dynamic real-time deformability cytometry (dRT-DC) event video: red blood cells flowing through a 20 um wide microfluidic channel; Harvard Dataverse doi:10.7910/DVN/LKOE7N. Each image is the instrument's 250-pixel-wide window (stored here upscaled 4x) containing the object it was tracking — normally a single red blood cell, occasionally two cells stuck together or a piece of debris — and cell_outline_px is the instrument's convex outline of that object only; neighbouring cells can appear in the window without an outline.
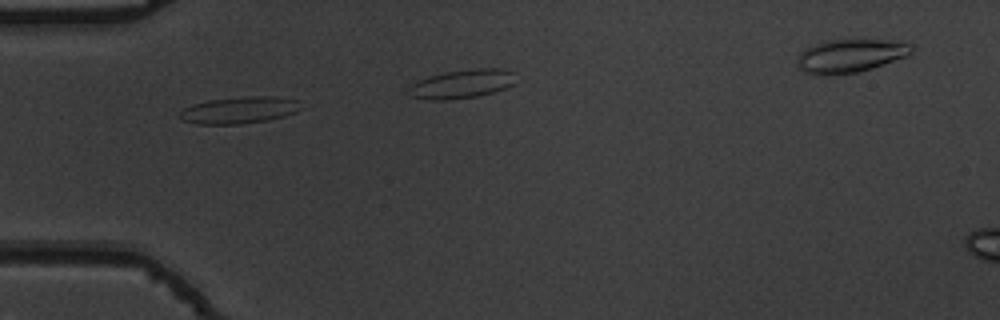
{"species": "common noctule bat (a hibernating species)", "species_latin": "Nyctalus noctula", "temperature_condition": "warm", "stored_images_in_passage": 17, "camera_frame_rate_fps": 3000, "um_per_image_px": 0.085, "animal": {"sex": "male", "body_mass_g": 19.5, "forearm_length_mm": 54.6}, "frame": {"image": 1, "passage_image": 11, "time_ms": 3.333, "image_size_px": [1000, 320], "cell_outline_px": [[300, 108], [296, 112], [284, 116], [268, 120], [240, 124], [196, 124], [184, 120], [180, 116], [180, 112], [184, 108], [192, 104], [208, 100], [248, 96], [276, 96], [296, 100]], "centroid_in_image_um": [20.33, 9.36], "position_along_channel_um": 64.7, "area_um2": 18.79}}
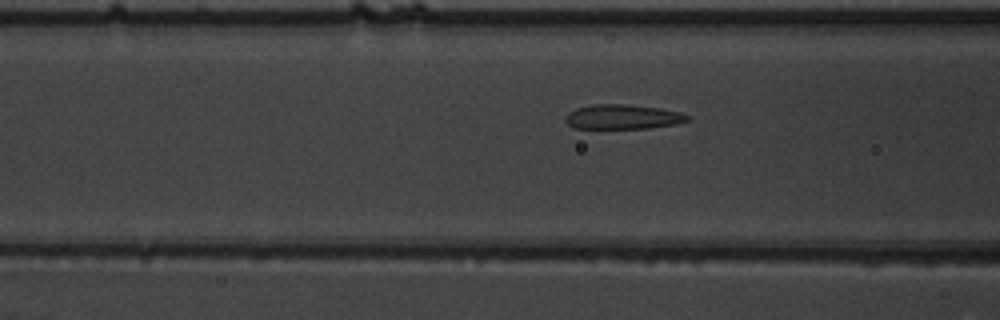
{"frame": {"image": 2, "passage_image": 15, "time_ms": 4.667, "image_size_px": [1000, 320], "cell_outline_px": [[692, 120], [676, 124], [648, 128], [572, 128], [564, 120], [564, 116], [568, 112], [576, 108], [592, 104], [624, 104], [660, 108], [680, 112], [692, 116]], "centroid_in_image_um": [52.94, 9.93], "position_along_channel_um": 113.7, "area_um2": 17.74}}